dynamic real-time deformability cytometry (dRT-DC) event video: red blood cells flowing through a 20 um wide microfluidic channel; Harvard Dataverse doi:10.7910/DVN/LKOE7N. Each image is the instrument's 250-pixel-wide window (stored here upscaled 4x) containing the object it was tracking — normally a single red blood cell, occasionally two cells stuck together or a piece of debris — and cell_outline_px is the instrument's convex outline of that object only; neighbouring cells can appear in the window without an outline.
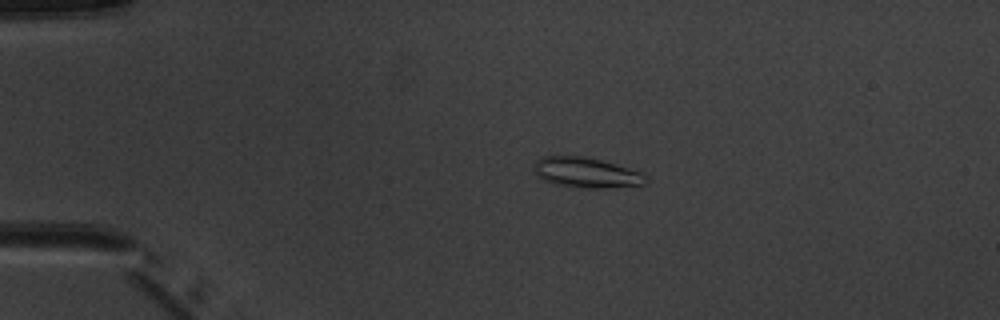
{"species": "common noctule bat (a hibernating species)", "species_latin": "Nyctalus noctula", "temperature_condition": "warm", "stored_images_in_passage": 6, "camera_frame_rate_fps": 3000, "um_per_image_px": 0.085, "animal": {"sex": "male", "body_mass_g": 20.1, "forearm_length_mm": 53.5}, "frame": {"image": 1, "passage_image": 4, "time_ms": 3.333, "image_size_px": [1000, 320], "cell_outline_px": [[648, 180], [644, 184], [608, 188], [584, 188], [556, 184], [544, 180], [536, 172], [536, 160], [540, 156], [584, 156], [600, 160], [628, 168], [640, 172], [648, 176]], "centroid_in_image_um": [49.87, 14.67], "position_along_channel_um": 35.1, "area_um2": 19.42}}
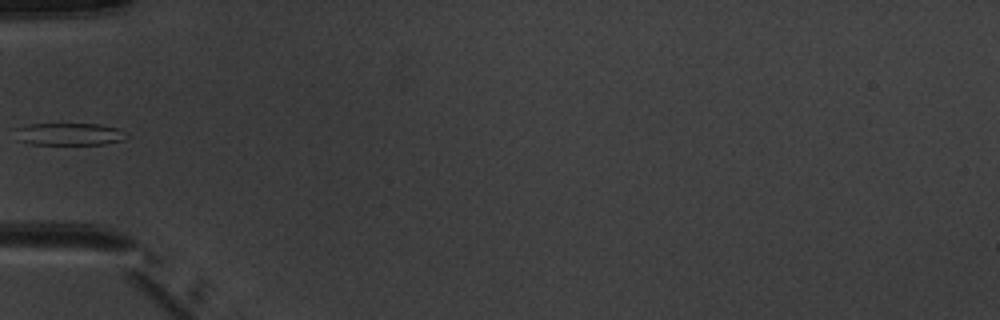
{"frame": {"image": 2, "passage_image": 6, "time_ms": 5.667, "image_size_px": [1000, 320], "cell_outline_px": [[128, 136], [124, 140], [104, 144], [32, 144], [16, 140], [12, 128], [28, 124], [100, 124], [116, 128]], "centroid_in_image_um": [5.78, 11.4], "position_along_channel_um": 79.2, "area_um2": 14.62}}